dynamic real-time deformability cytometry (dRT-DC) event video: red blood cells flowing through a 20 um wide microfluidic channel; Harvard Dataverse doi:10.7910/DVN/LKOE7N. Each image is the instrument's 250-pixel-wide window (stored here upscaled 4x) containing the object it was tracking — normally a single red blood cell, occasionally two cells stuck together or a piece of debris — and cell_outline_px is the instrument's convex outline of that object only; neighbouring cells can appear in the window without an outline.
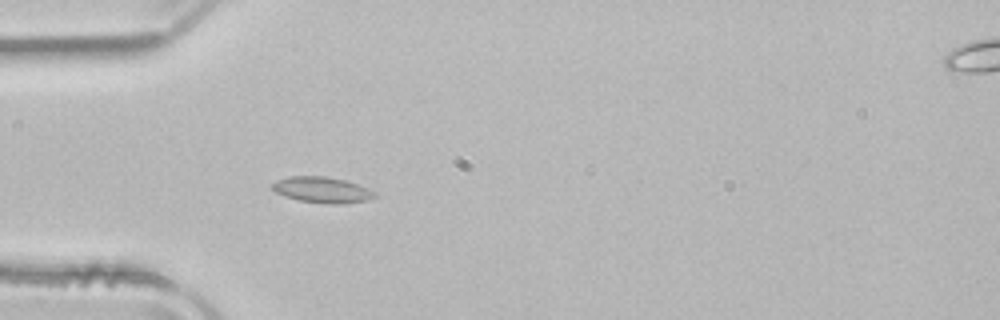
{"species": "common noctule bat (a hibernating species)", "species_latin": "Nyctalus noctula", "temperature_condition": "room temperature", "stored_images_in_passage": 45, "camera_frame_rate_fps": 3000, "um_per_image_px": 0.085, "animal": {"sex": "male", "body_mass_g": 21.5, "forearm_length_mm": 52.0}, "frame": {"image": 1, "passage_image": 9, "time_ms": 2.667, "image_size_px": [1000, 320], "cell_outline_px": [[376, 196], [368, 200], [344, 204], [328, 204], [300, 200], [284, 196], [276, 192], [268, 184], [276, 180], [288, 176], [324, 176], [344, 180], [356, 184], [376, 192]], "centroid_in_image_um": [27.34, 16.14], "position_along_channel_um": 57.7, "area_um2": 15.49}}
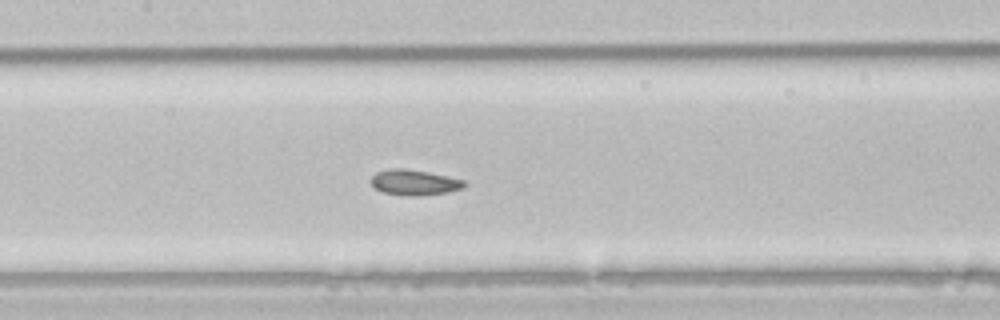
{"frame": {"image": 2, "passage_image": 18, "time_ms": 5.667, "image_size_px": [1000, 320], "cell_outline_px": [[468, 184], [464, 188], [448, 192], [420, 196], [404, 196], [384, 192], [376, 188], [372, 184], [372, 176], [376, 172], [392, 168], [404, 168], [428, 172], [464, 180]], "centroid_in_image_um": [35.25, 15.51], "position_along_channel_um": 172.1, "area_um2": 13.87}}
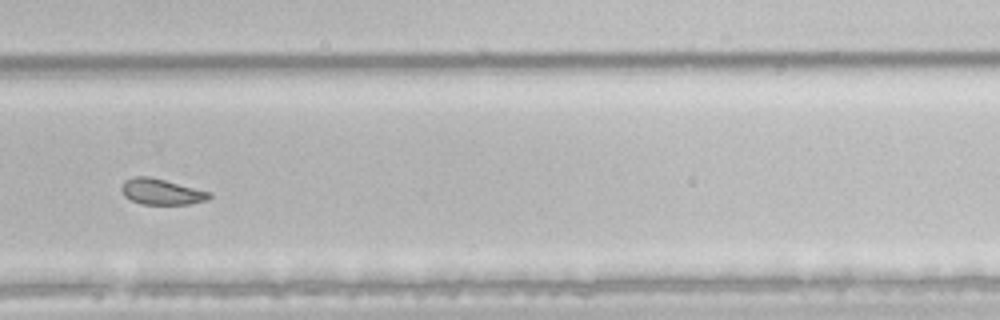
{"frame": {"image": 3, "passage_image": 29, "time_ms": 9.333, "image_size_px": [1000, 320], "cell_outline_px": [[212, 196], [208, 200], [188, 204], [140, 204], [124, 196], [120, 188], [124, 180], [132, 176], [148, 176], [212, 192]], "centroid_in_image_um": [13.71, 16.29], "position_along_channel_um": 316.1, "area_um2": 13.29}, "authors_computed_cell_mechanics": {"area_um2": 14.2766, "velocity_mm_per_s": 3.9411, "shape_relaxation_time_tau1_ms": 6.8976, "shape_relaxation_time_tau2_ms": 3.9876, "deformation_change_tau1": 0.1141, "deformation_change_tau2": 0.0558}}